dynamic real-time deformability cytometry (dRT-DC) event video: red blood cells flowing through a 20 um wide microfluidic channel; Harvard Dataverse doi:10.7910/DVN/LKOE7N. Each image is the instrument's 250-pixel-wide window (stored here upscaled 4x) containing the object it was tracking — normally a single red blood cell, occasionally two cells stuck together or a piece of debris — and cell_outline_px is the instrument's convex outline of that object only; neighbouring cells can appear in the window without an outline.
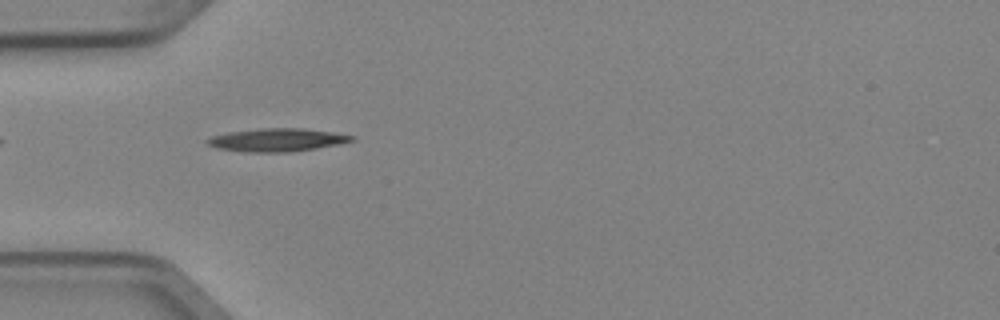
{"species": "Egyptian fruit bat (a non-hibernating species)", "species_latin": "Rousettus aegyptiacus", "temperature_condition": "cold", "stored_images_in_passage": 4, "camera_frame_rate_fps": 3000, "um_per_image_px": 0.085, "animal": {"sex": "female"}, "frame": {"image": 1, "passage_image": 3, "time_ms": 0.667, "image_size_px": [1000, 320], "cell_outline_px": [[356, 140], [316, 148], [288, 152], [248, 152], [220, 148], [208, 144], [204, 140], [212, 136], [228, 132], [260, 128], [304, 128], [332, 132], [356, 136]], "centroid_in_image_um": [23.56, 11.88], "position_along_channel_um": 61.4, "area_um2": 19.25}}
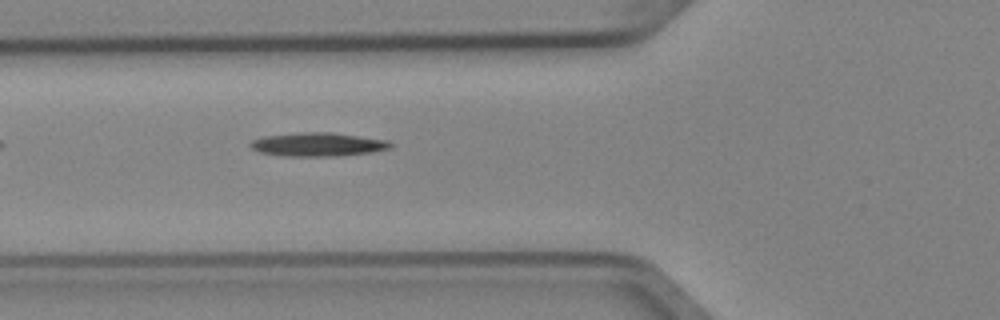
{"frame": {"image": 2, "passage_image": 4, "time_ms": 1.0, "image_size_px": [1000, 320], "cell_outline_px": [[392, 148], [372, 152], [336, 156], [284, 156], [260, 152], [252, 148], [248, 144], [252, 140], [264, 136], [304, 132], [332, 132], [388, 140], [392, 144]], "centroid_in_image_um": [27.04, 12.27], "position_along_channel_um": 98.8, "area_um2": 19.31}}